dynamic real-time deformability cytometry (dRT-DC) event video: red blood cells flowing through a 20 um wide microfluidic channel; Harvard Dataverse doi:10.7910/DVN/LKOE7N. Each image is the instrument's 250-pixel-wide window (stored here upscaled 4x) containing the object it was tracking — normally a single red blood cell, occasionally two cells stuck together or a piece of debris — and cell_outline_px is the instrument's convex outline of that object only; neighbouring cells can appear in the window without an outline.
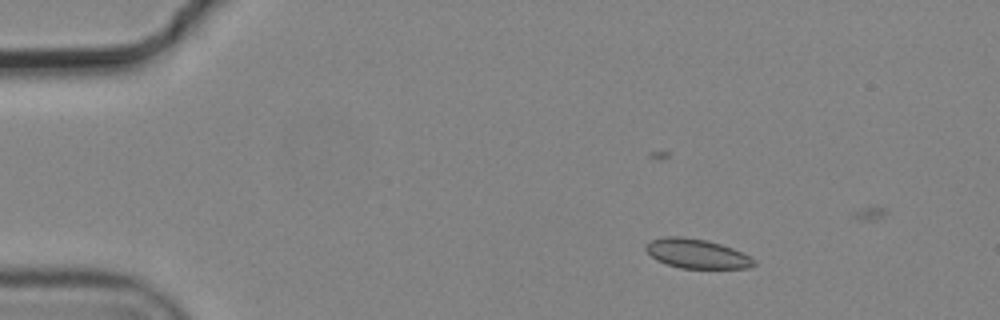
{"species": "common noctule bat (a hibernating species)", "species_latin": "Nyctalus noctula", "temperature_condition": "cold", "stored_images_in_passage": 5, "camera_frame_rate_fps": 3000, "um_per_image_px": 0.085, "animal": {"sex": "male", "body_mass_g": 19.2, "forearm_length_mm": 51.8}, "frame": {"image": 1, "passage_image": 3, "time_ms": 0.667, "image_size_px": [1000, 320], "cell_outline_px": [[756, 264], [748, 268], [680, 268], [656, 260], [644, 248], [644, 244], [652, 240], [668, 236], [680, 236], [708, 240], [732, 248], [756, 260]], "centroid_in_image_um": [59.21, 21.56], "position_along_channel_um": 25.8, "area_um2": 18.38}}